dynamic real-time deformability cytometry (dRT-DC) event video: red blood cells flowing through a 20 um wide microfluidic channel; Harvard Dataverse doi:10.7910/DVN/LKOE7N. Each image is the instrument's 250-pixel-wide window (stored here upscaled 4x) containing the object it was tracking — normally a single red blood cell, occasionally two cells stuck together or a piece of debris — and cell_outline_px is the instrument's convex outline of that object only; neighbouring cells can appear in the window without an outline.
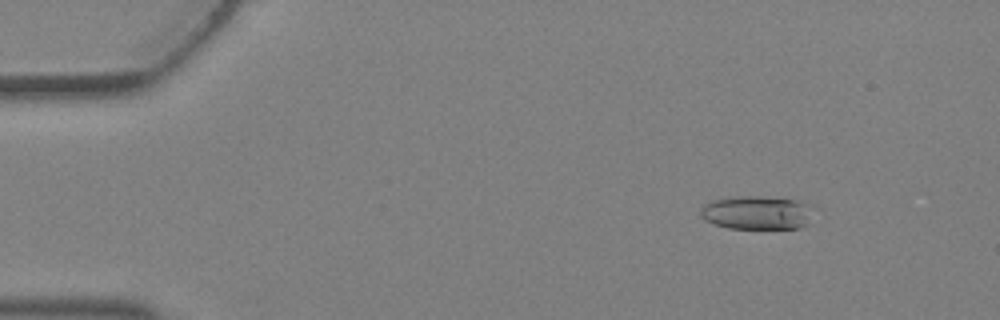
{"species": "Egyptian fruit bat (a non-hibernating species)", "species_latin": "Rousettus aegyptiacus", "temperature_condition": "warm", "stored_images_in_passage": 4, "camera_frame_rate_fps": 3000, "um_per_image_px": 0.085, "animal": {"sex": "female"}, "frame": {"image": 1, "passage_image": 2, "time_ms": 0.333, "image_size_px": [1000, 320], "cell_outline_px": [[820, 208], [808, 224], [800, 228], [728, 228], [704, 220], [700, 216], [700, 208], [704, 204], [712, 200], [732, 196], [756, 196], [804, 200]], "centroid_in_image_um": [64.47, 18.05], "position_along_channel_um": 20.5, "area_um2": 23.06}}
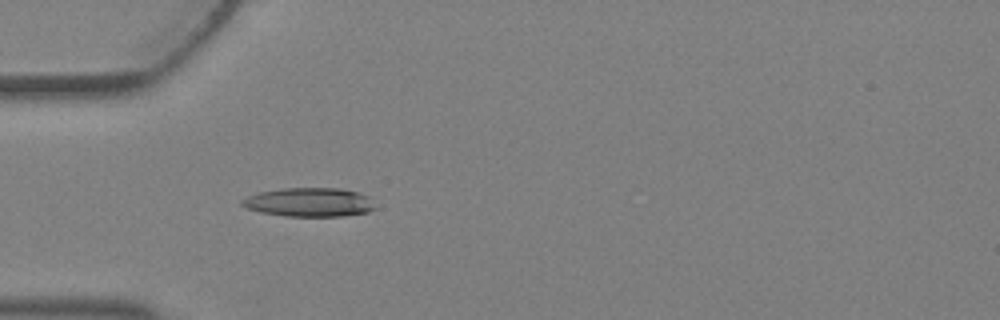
{"frame": {"image": 2, "passage_image": 4, "time_ms": 1.0, "image_size_px": [1000, 320], "cell_outline_px": [[376, 208], [368, 212], [344, 216], [284, 216], [260, 212], [248, 208], [240, 204], [240, 200], [248, 196], [260, 192], [284, 188], [340, 188], [372, 196]], "centroid_in_image_um": [26.34, 17.19], "position_along_channel_um": 58.7, "area_um2": 22.6}}